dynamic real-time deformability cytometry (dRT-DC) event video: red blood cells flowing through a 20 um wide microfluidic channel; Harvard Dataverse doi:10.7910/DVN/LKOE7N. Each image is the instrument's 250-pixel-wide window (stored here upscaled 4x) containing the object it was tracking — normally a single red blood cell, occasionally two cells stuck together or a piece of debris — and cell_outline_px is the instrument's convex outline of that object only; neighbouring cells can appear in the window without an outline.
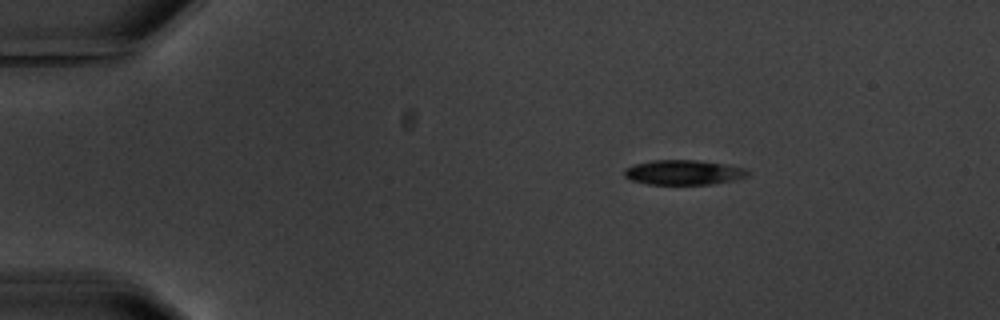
{"species": "common noctule bat (a hibernating species)", "species_latin": "Nyctalus noctula", "temperature_condition": "warm", "stored_images_in_passage": 3, "camera_frame_rate_fps": 3000, "um_per_image_px": 0.085, "animal": {"sex": "male", "body_mass_g": 20.1, "forearm_length_mm": 53.5}, "frame": {"image": 1, "passage_image": 1, "time_ms": 0.0, "image_size_px": [1000, 320], "cell_outline_px": [[752, 172], [748, 176], [736, 180], [712, 184], [648, 184], [632, 180], [624, 176], [624, 168], [636, 164], [652, 160], [696, 160], [728, 164], [744, 168]], "centroid_in_image_um": [58.16, 14.65], "position_along_channel_um": 26.8, "area_um2": 17.98}}